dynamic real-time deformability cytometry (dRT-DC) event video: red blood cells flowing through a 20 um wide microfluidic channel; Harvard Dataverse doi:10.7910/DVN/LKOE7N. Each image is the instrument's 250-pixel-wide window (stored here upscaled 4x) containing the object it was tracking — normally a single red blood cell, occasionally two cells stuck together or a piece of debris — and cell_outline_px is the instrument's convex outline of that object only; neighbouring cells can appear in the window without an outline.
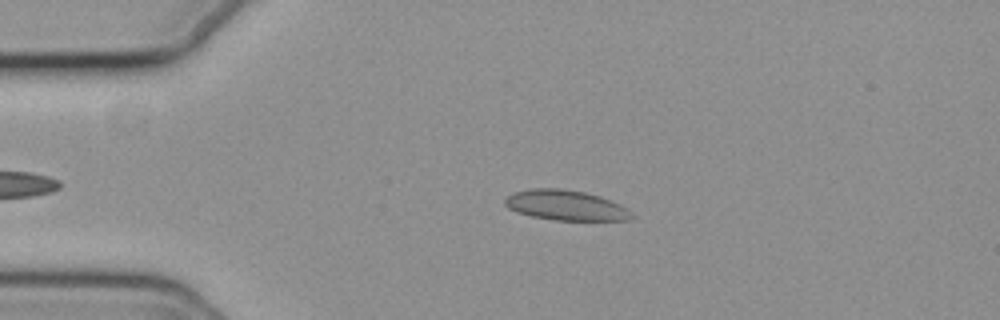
{"species": "common noctule bat (a hibernating species)", "species_latin": "Nyctalus noctula", "temperature_condition": "cold", "stored_images_in_passage": 49, "camera_frame_rate_fps": 3000, "um_per_image_px": 0.085, "animal": {"sex": "female", "body_mass_g": 19.3, "forearm_length_mm": 54.1}, "frame": {"image": 1, "passage_image": 12, "time_ms": 3.667, "image_size_px": [1000, 320], "cell_outline_px": [[632, 220], [556, 220], [532, 216], [516, 212], [508, 208], [504, 204], [504, 200], [512, 192], [532, 188], [560, 188], [584, 192], [600, 196], [620, 204], [632, 212]], "centroid_in_image_um": [48.07, 17.44], "position_along_channel_um": 36.9, "area_um2": 22.31}}
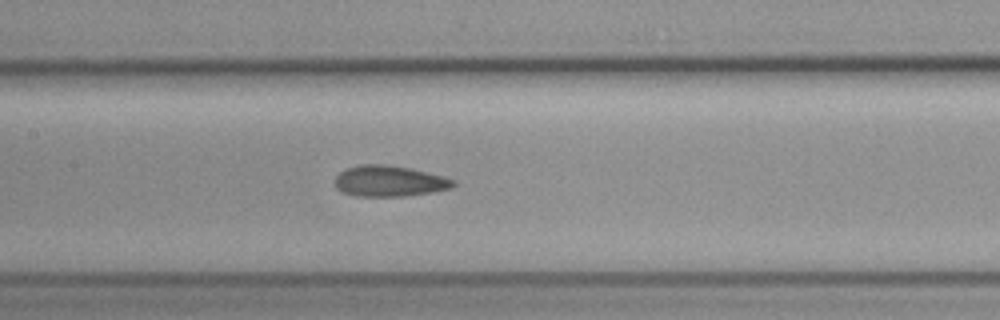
{"frame": {"image": 2, "passage_image": 26, "time_ms": 8.333, "image_size_px": [1000, 320], "cell_outline_px": [[456, 184], [452, 188], [432, 192], [404, 196], [356, 196], [340, 192], [336, 188], [336, 176], [340, 172], [348, 168], [360, 164], [384, 164], [408, 168], [456, 180]], "centroid_in_image_um": [33.07, 15.4], "position_along_channel_um": 174.3, "area_um2": 21.15}}
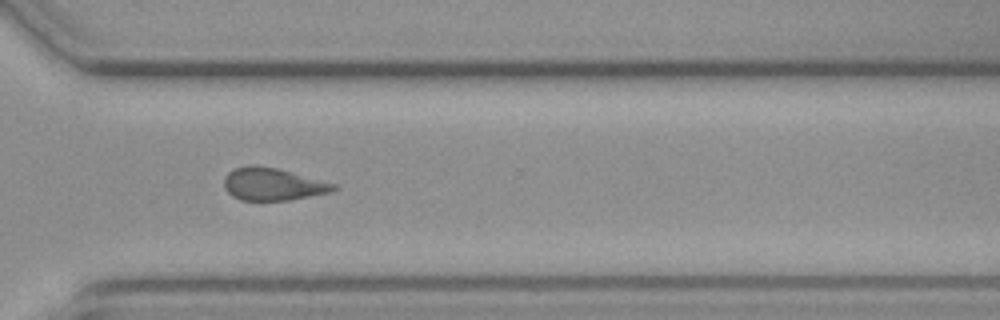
{"frame": {"image": 3, "passage_image": 40, "time_ms": 13.0, "image_size_px": [1000, 320], "cell_outline_px": [[336, 188], [332, 192], [288, 200], [240, 200], [232, 196], [224, 188], [224, 176], [228, 172], [236, 168], [248, 164], [252, 164], [276, 168], [336, 184]], "centroid_in_image_um": [23.14, 15.65], "position_along_channel_um": 347.5, "area_um2": 20.63}, "authors_computed_cell_mechanics": {"area_um2": 21.1548, "velocity_mm_per_s": 3.7165, "shape_relaxation_time_tau1_ms": 8.8277, "shape_relaxation_time_tau2_ms": 2.5492, "deformation_change_tau1": 0.1425, "deformation_change_tau2": 0.0926}}